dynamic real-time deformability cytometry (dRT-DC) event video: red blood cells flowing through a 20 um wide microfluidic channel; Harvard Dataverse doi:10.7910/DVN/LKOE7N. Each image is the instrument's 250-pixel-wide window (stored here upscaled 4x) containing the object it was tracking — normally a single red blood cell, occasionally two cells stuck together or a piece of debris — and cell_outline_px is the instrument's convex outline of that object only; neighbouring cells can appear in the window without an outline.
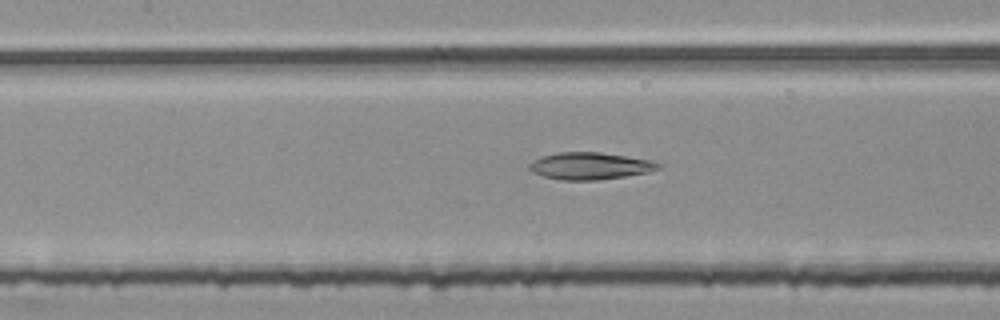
{"species": "common noctule bat (a hibernating species)", "species_latin": "Nyctalus noctula", "temperature_condition": "room temperature", "stored_images_in_passage": 48, "camera_frame_rate_fps": 3000, "um_per_image_px": 0.085, "animal": {"sex": "female", "body_mass_g": 25.1}, "frame": {"image": 1, "passage_image": 18, "time_ms": 5.667, "image_size_px": [1000, 320], "cell_outline_px": [[664, 164], [660, 168], [648, 172], [624, 176], [596, 180], [560, 180], [544, 176], [532, 172], [528, 168], [528, 164], [532, 160], [540, 156], [556, 152], [600, 152], [652, 160]], "centroid_in_image_um": [50.13, 14.09], "position_along_channel_um": 157.3, "area_um2": 20.52}}
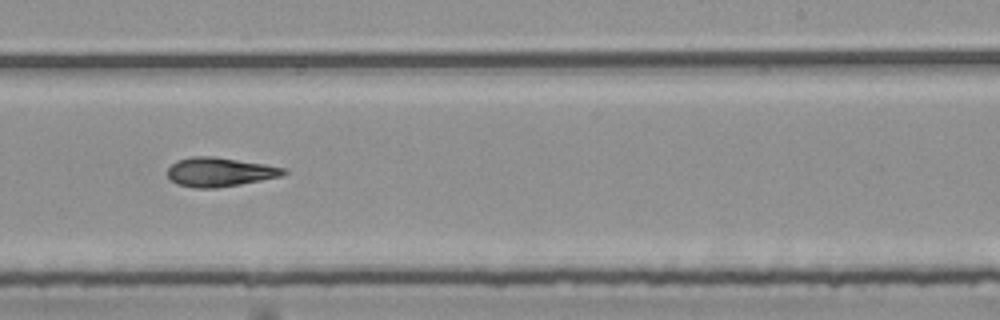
{"frame": {"image": 2, "passage_image": 27, "time_ms": 8.667, "image_size_px": [1000, 320], "cell_outline_px": [[288, 172], [280, 176], [240, 184], [216, 188], [196, 188], [176, 184], [168, 176], [168, 168], [176, 160], [192, 156], [216, 156], [288, 168]], "centroid_in_image_um": [18.67, 14.61], "position_along_channel_um": 270.3, "area_um2": 19.71}}
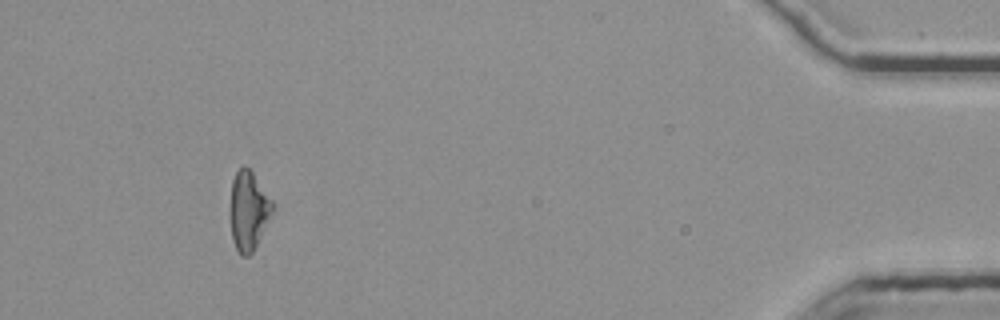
{"frame": {"image": 3, "passage_image": 44, "time_ms": 14.333, "image_size_px": [1000, 320], "cell_outline_px": [[276, 208], [252, 252], [248, 256], [240, 256], [232, 240], [232, 180], [236, 172], [240, 168], [248, 168], [252, 172], [276, 204]], "centroid_in_image_um": [21.19, 17.92], "position_along_channel_um": 414.0, "area_um2": 19.13}, "authors_computed_cell_mechanics": {"area_um2": 19.941, "velocity_mm_per_s": 3.7758, "shape_relaxation_time_tau1_ms": null, "shape_relaxation_time_tau2_ms": 9.9718, "deformation_change_tau1": null, "deformation_change_tau2": 0.2331}}